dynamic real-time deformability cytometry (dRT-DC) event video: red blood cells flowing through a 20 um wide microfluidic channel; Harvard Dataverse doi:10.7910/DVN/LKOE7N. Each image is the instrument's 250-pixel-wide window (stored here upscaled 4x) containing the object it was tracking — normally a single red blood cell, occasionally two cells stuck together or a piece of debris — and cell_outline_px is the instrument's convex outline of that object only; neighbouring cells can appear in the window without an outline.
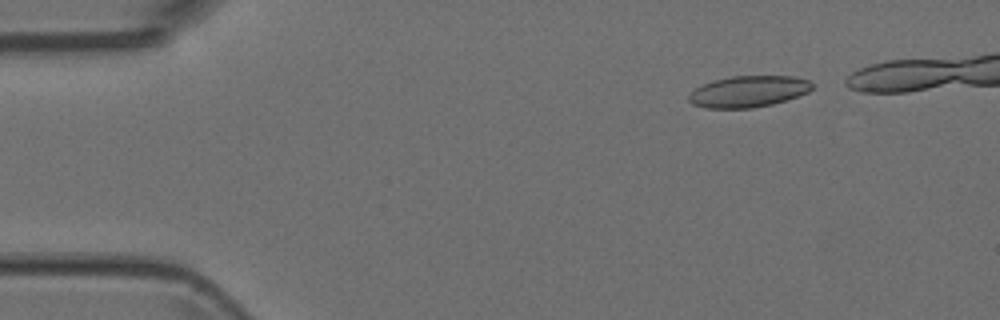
{"species": "Egyptian fruit bat (a non-hibernating species)", "species_latin": "Rousettus aegyptiacus", "temperature_condition": "room temperature", "stored_images_in_passage": 39, "camera_frame_rate_fps": 3000, "um_per_image_px": 0.085, "animal": {"sex": "female"}, "frame": {"image": 1, "passage_image": 2, "time_ms": 0.333, "image_size_px": [1000, 320], "cell_outline_px": [[816, 84], [808, 92], [772, 104], [752, 108], [704, 108], [692, 104], [688, 100], [688, 96], [696, 88], [704, 84], [716, 80], [732, 76], [796, 76], [808, 80]], "centroid_in_image_um": [63.63, 7.77], "position_along_channel_um": 21.4, "area_um2": 22.43}}
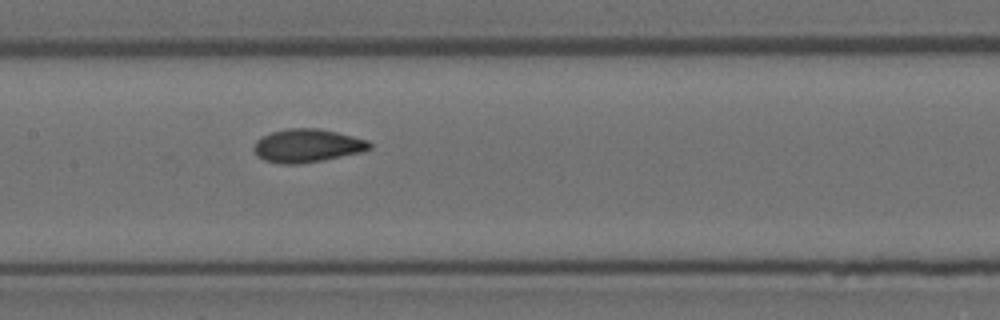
{"frame": {"image": 2, "passage_image": 20, "time_ms": 6.333, "image_size_px": [1000, 320], "cell_outline_px": [[372, 148], [364, 152], [320, 160], [296, 164], [280, 164], [264, 160], [256, 156], [252, 148], [256, 140], [272, 132], [288, 128], [320, 128], [368, 140], [372, 144]], "centroid_in_image_um": [26.11, 12.38], "position_along_channel_um": 181.3, "area_um2": 22.48}}
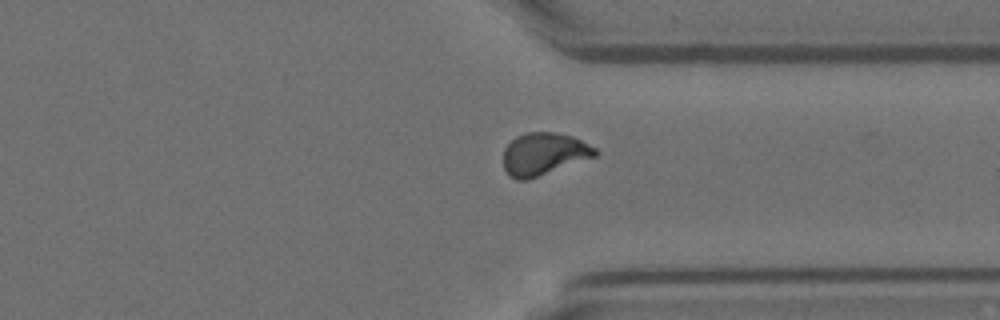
{"frame": {"image": 3, "passage_image": 34, "time_ms": 11.0, "image_size_px": [1000, 320], "cell_outline_px": [[600, 152], [596, 156], [528, 180], [516, 180], [508, 176], [504, 168], [504, 148], [516, 136], [528, 132], [552, 132], [572, 136], [596, 148]], "centroid_in_image_um": [46.21, 13.1], "position_along_channel_um": 365.2, "area_um2": 22.72}}